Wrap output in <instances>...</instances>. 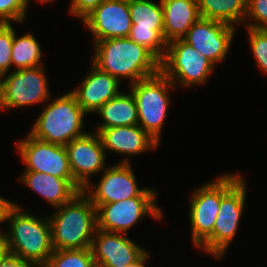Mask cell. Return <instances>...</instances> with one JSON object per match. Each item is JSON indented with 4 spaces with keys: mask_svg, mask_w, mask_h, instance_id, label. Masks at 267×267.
<instances>
[{
    "mask_svg": "<svg viewBox=\"0 0 267 267\" xmlns=\"http://www.w3.org/2000/svg\"><path fill=\"white\" fill-rule=\"evenodd\" d=\"M94 48L92 64L119 82L128 78L131 85L160 72V61L128 37L97 41Z\"/></svg>",
    "mask_w": 267,
    "mask_h": 267,
    "instance_id": "cell-1",
    "label": "cell"
},
{
    "mask_svg": "<svg viewBox=\"0 0 267 267\" xmlns=\"http://www.w3.org/2000/svg\"><path fill=\"white\" fill-rule=\"evenodd\" d=\"M4 221L9 222V231L4 232L9 253L43 267L54 251L49 217L42 219L11 202Z\"/></svg>",
    "mask_w": 267,
    "mask_h": 267,
    "instance_id": "cell-2",
    "label": "cell"
},
{
    "mask_svg": "<svg viewBox=\"0 0 267 267\" xmlns=\"http://www.w3.org/2000/svg\"><path fill=\"white\" fill-rule=\"evenodd\" d=\"M54 250L91 248L97 230V209L79 192L49 216Z\"/></svg>",
    "mask_w": 267,
    "mask_h": 267,
    "instance_id": "cell-3",
    "label": "cell"
},
{
    "mask_svg": "<svg viewBox=\"0 0 267 267\" xmlns=\"http://www.w3.org/2000/svg\"><path fill=\"white\" fill-rule=\"evenodd\" d=\"M84 116L86 113L76 96L72 92L65 93L45 107L29 134L44 142L66 146L87 133L83 130Z\"/></svg>",
    "mask_w": 267,
    "mask_h": 267,
    "instance_id": "cell-4",
    "label": "cell"
},
{
    "mask_svg": "<svg viewBox=\"0 0 267 267\" xmlns=\"http://www.w3.org/2000/svg\"><path fill=\"white\" fill-rule=\"evenodd\" d=\"M174 87L161 71L130 85L137 106L138 125L158 143L171 101L169 91Z\"/></svg>",
    "mask_w": 267,
    "mask_h": 267,
    "instance_id": "cell-5",
    "label": "cell"
},
{
    "mask_svg": "<svg viewBox=\"0 0 267 267\" xmlns=\"http://www.w3.org/2000/svg\"><path fill=\"white\" fill-rule=\"evenodd\" d=\"M239 174L221 176V204L213 228V257L223 258L245 211L246 185Z\"/></svg>",
    "mask_w": 267,
    "mask_h": 267,
    "instance_id": "cell-6",
    "label": "cell"
},
{
    "mask_svg": "<svg viewBox=\"0 0 267 267\" xmlns=\"http://www.w3.org/2000/svg\"><path fill=\"white\" fill-rule=\"evenodd\" d=\"M214 64L183 39L167 43V51L160 62V71L174 84L190 87L205 84Z\"/></svg>",
    "mask_w": 267,
    "mask_h": 267,
    "instance_id": "cell-7",
    "label": "cell"
},
{
    "mask_svg": "<svg viewBox=\"0 0 267 267\" xmlns=\"http://www.w3.org/2000/svg\"><path fill=\"white\" fill-rule=\"evenodd\" d=\"M43 65L21 69L2 75L0 86V109L19 108L42 102L50 98L48 80Z\"/></svg>",
    "mask_w": 267,
    "mask_h": 267,
    "instance_id": "cell-8",
    "label": "cell"
},
{
    "mask_svg": "<svg viewBox=\"0 0 267 267\" xmlns=\"http://www.w3.org/2000/svg\"><path fill=\"white\" fill-rule=\"evenodd\" d=\"M190 199L192 242L213 256V228L221 204V176L198 187Z\"/></svg>",
    "mask_w": 267,
    "mask_h": 267,
    "instance_id": "cell-9",
    "label": "cell"
},
{
    "mask_svg": "<svg viewBox=\"0 0 267 267\" xmlns=\"http://www.w3.org/2000/svg\"><path fill=\"white\" fill-rule=\"evenodd\" d=\"M93 186V188H92ZM83 192L97 208L99 205L122 201L137 196H157V192L149 188H139L130 160H124L106 168L98 185L89 183Z\"/></svg>",
    "mask_w": 267,
    "mask_h": 267,
    "instance_id": "cell-10",
    "label": "cell"
},
{
    "mask_svg": "<svg viewBox=\"0 0 267 267\" xmlns=\"http://www.w3.org/2000/svg\"><path fill=\"white\" fill-rule=\"evenodd\" d=\"M132 27L128 38L148 49L160 62L167 51L161 1L129 0Z\"/></svg>",
    "mask_w": 267,
    "mask_h": 267,
    "instance_id": "cell-11",
    "label": "cell"
},
{
    "mask_svg": "<svg viewBox=\"0 0 267 267\" xmlns=\"http://www.w3.org/2000/svg\"><path fill=\"white\" fill-rule=\"evenodd\" d=\"M157 196H137L122 201L99 205L97 209V229L128 234L146 215L160 219L163 212L156 205Z\"/></svg>",
    "mask_w": 267,
    "mask_h": 267,
    "instance_id": "cell-12",
    "label": "cell"
},
{
    "mask_svg": "<svg viewBox=\"0 0 267 267\" xmlns=\"http://www.w3.org/2000/svg\"><path fill=\"white\" fill-rule=\"evenodd\" d=\"M25 171L42 172L59 178H73L65 146L38 140L28 133L17 143Z\"/></svg>",
    "mask_w": 267,
    "mask_h": 267,
    "instance_id": "cell-13",
    "label": "cell"
},
{
    "mask_svg": "<svg viewBox=\"0 0 267 267\" xmlns=\"http://www.w3.org/2000/svg\"><path fill=\"white\" fill-rule=\"evenodd\" d=\"M235 32L231 25L200 18L182 39L215 65L226 58Z\"/></svg>",
    "mask_w": 267,
    "mask_h": 267,
    "instance_id": "cell-14",
    "label": "cell"
},
{
    "mask_svg": "<svg viewBox=\"0 0 267 267\" xmlns=\"http://www.w3.org/2000/svg\"><path fill=\"white\" fill-rule=\"evenodd\" d=\"M74 180L85 188L90 176L105 170L106 151L98 133L92 132L73 139L66 146Z\"/></svg>",
    "mask_w": 267,
    "mask_h": 267,
    "instance_id": "cell-15",
    "label": "cell"
},
{
    "mask_svg": "<svg viewBox=\"0 0 267 267\" xmlns=\"http://www.w3.org/2000/svg\"><path fill=\"white\" fill-rule=\"evenodd\" d=\"M82 21L94 35V43L128 37L132 27L129 0H104Z\"/></svg>",
    "mask_w": 267,
    "mask_h": 267,
    "instance_id": "cell-16",
    "label": "cell"
},
{
    "mask_svg": "<svg viewBox=\"0 0 267 267\" xmlns=\"http://www.w3.org/2000/svg\"><path fill=\"white\" fill-rule=\"evenodd\" d=\"M97 267H126L137 262L146 252L126 234L97 229L91 244Z\"/></svg>",
    "mask_w": 267,
    "mask_h": 267,
    "instance_id": "cell-17",
    "label": "cell"
},
{
    "mask_svg": "<svg viewBox=\"0 0 267 267\" xmlns=\"http://www.w3.org/2000/svg\"><path fill=\"white\" fill-rule=\"evenodd\" d=\"M91 65L89 75L83 79L80 87L71 90L86 114L96 112L102 105L120 93V82L114 76L99 70L93 64Z\"/></svg>",
    "mask_w": 267,
    "mask_h": 267,
    "instance_id": "cell-18",
    "label": "cell"
},
{
    "mask_svg": "<svg viewBox=\"0 0 267 267\" xmlns=\"http://www.w3.org/2000/svg\"><path fill=\"white\" fill-rule=\"evenodd\" d=\"M105 150L126 157L157 149L159 143L139 125L104 128L99 133Z\"/></svg>",
    "mask_w": 267,
    "mask_h": 267,
    "instance_id": "cell-19",
    "label": "cell"
},
{
    "mask_svg": "<svg viewBox=\"0 0 267 267\" xmlns=\"http://www.w3.org/2000/svg\"><path fill=\"white\" fill-rule=\"evenodd\" d=\"M20 181L55 208L61 207L83 191L74 178H59L42 172L24 171Z\"/></svg>",
    "mask_w": 267,
    "mask_h": 267,
    "instance_id": "cell-20",
    "label": "cell"
},
{
    "mask_svg": "<svg viewBox=\"0 0 267 267\" xmlns=\"http://www.w3.org/2000/svg\"><path fill=\"white\" fill-rule=\"evenodd\" d=\"M164 17V39L167 43L182 39L200 19L197 0H160Z\"/></svg>",
    "mask_w": 267,
    "mask_h": 267,
    "instance_id": "cell-21",
    "label": "cell"
},
{
    "mask_svg": "<svg viewBox=\"0 0 267 267\" xmlns=\"http://www.w3.org/2000/svg\"><path fill=\"white\" fill-rule=\"evenodd\" d=\"M103 121L99 124L96 133L104 128L138 125L137 106L132 92H120L110 99L97 111Z\"/></svg>",
    "mask_w": 267,
    "mask_h": 267,
    "instance_id": "cell-22",
    "label": "cell"
},
{
    "mask_svg": "<svg viewBox=\"0 0 267 267\" xmlns=\"http://www.w3.org/2000/svg\"><path fill=\"white\" fill-rule=\"evenodd\" d=\"M201 18L211 19L236 27L245 21L247 0H197Z\"/></svg>",
    "mask_w": 267,
    "mask_h": 267,
    "instance_id": "cell-23",
    "label": "cell"
},
{
    "mask_svg": "<svg viewBox=\"0 0 267 267\" xmlns=\"http://www.w3.org/2000/svg\"><path fill=\"white\" fill-rule=\"evenodd\" d=\"M41 59L42 51L38 40L31 33L17 37L14 30L11 62L16 70L40 67L43 65Z\"/></svg>",
    "mask_w": 267,
    "mask_h": 267,
    "instance_id": "cell-24",
    "label": "cell"
},
{
    "mask_svg": "<svg viewBox=\"0 0 267 267\" xmlns=\"http://www.w3.org/2000/svg\"><path fill=\"white\" fill-rule=\"evenodd\" d=\"M43 267H97L91 248L54 250Z\"/></svg>",
    "mask_w": 267,
    "mask_h": 267,
    "instance_id": "cell-25",
    "label": "cell"
},
{
    "mask_svg": "<svg viewBox=\"0 0 267 267\" xmlns=\"http://www.w3.org/2000/svg\"><path fill=\"white\" fill-rule=\"evenodd\" d=\"M249 44L257 66L267 74V29L247 28Z\"/></svg>",
    "mask_w": 267,
    "mask_h": 267,
    "instance_id": "cell-26",
    "label": "cell"
},
{
    "mask_svg": "<svg viewBox=\"0 0 267 267\" xmlns=\"http://www.w3.org/2000/svg\"><path fill=\"white\" fill-rule=\"evenodd\" d=\"M14 41V27L11 23H0V73L9 72L12 65L11 52Z\"/></svg>",
    "mask_w": 267,
    "mask_h": 267,
    "instance_id": "cell-27",
    "label": "cell"
},
{
    "mask_svg": "<svg viewBox=\"0 0 267 267\" xmlns=\"http://www.w3.org/2000/svg\"><path fill=\"white\" fill-rule=\"evenodd\" d=\"M28 5L26 0H0V23L23 22Z\"/></svg>",
    "mask_w": 267,
    "mask_h": 267,
    "instance_id": "cell-28",
    "label": "cell"
},
{
    "mask_svg": "<svg viewBox=\"0 0 267 267\" xmlns=\"http://www.w3.org/2000/svg\"><path fill=\"white\" fill-rule=\"evenodd\" d=\"M246 19L253 21L247 28L267 29V0H247Z\"/></svg>",
    "mask_w": 267,
    "mask_h": 267,
    "instance_id": "cell-29",
    "label": "cell"
},
{
    "mask_svg": "<svg viewBox=\"0 0 267 267\" xmlns=\"http://www.w3.org/2000/svg\"><path fill=\"white\" fill-rule=\"evenodd\" d=\"M103 1L104 0H71L69 13L83 20Z\"/></svg>",
    "mask_w": 267,
    "mask_h": 267,
    "instance_id": "cell-30",
    "label": "cell"
},
{
    "mask_svg": "<svg viewBox=\"0 0 267 267\" xmlns=\"http://www.w3.org/2000/svg\"><path fill=\"white\" fill-rule=\"evenodd\" d=\"M0 267H36V266L28 260L22 259L19 256L8 253V255L0 261Z\"/></svg>",
    "mask_w": 267,
    "mask_h": 267,
    "instance_id": "cell-31",
    "label": "cell"
},
{
    "mask_svg": "<svg viewBox=\"0 0 267 267\" xmlns=\"http://www.w3.org/2000/svg\"><path fill=\"white\" fill-rule=\"evenodd\" d=\"M9 253L5 235L0 231V261Z\"/></svg>",
    "mask_w": 267,
    "mask_h": 267,
    "instance_id": "cell-32",
    "label": "cell"
},
{
    "mask_svg": "<svg viewBox=\"0 0 267 267\" xmlns=\"http://www.w3.org/2000/svg\"><path fill=\"white\" fill-rule=\"evenodd\" d=\"M12 201H8L7 199L0 196V223L4 222L5 212L8 206L11 204ZM1 228V227H0ZM0 231H2L0 229Z\"/></svg>",
    "mask_w": 267,
    "mask_h": 267,
    "instance_id": "cell-33",
    "label": "cell"
},
{
    "mask_svg": "<svg viewBox=\"0 0 267 267\" xmlns=\"http://www.w3.org/2000/svg\"><path fill=\"white\" fill-rule=\"evenodd\" d=\"M150 254L148 253V251L134 264L126 266V267H146V261L148 260Z\"/></svg>",
    "mask_w": 267,
    "mask_h": 267,
    "instance_id": "cell-34",
    "label": "cell"
},
{
    "mask_svg": "<svg viewBox=\"0 0 267 267\" xmlns=\"http://www.w3.org/2000/svg\"><path fill=\"white\" fill-rule=\"evenodd\" d=\"M38 1H40L42 3H49V2H52L54 0H38ZM26 2L29 4V0H26Z\"/></svg>",
    "mask_w": 267,
    "mask_h": 267,
    "instance_id": "cell-35",
    "label": "cell"
},
{
    "mask_svg": "<svg viewBox=\"0 0 267 267\" xmlns=\"http://www.w3.org/2000/svg\"><path fill=\"white\" fill-rule=\"evenodd\" d=\"M1 80H2V75H1V73H0V86H1Z\"/></svg>",
    "mask_w": 267,
    "mask_h": 267,
    "instance_id": "cell-36",
    "label": "cell"
}]
</instances>
